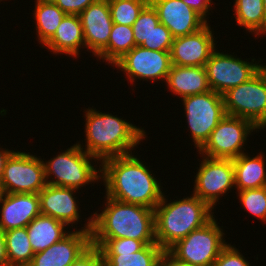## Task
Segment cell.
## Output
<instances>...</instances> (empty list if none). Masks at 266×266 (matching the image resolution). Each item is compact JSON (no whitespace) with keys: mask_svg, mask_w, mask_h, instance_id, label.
<instances>
[{"mask_svg":"<svg viewBox=\"0 0 266 266\" xmlns=\"http://www.w3.org/2000/svg\"><path fill=\"white\" fill-rule=\"evenodd\" d=\"M164 250L157 244H147L138 252H101L105 266H155Z\"/></svg>","mask_w":266,"mask_h":266,"instance_id":"cell-26","label":"cell"},{"mask_svg":"<svg viewBox=\"0 0 266 266\" xmlns=\"http://www.w3.org/2000/svg\"><path fill=\"white\" fill-rule=\"evenodd\" d=\"M34 20L36 22L37 41L42 47L54 36L57 27L67 15L52 0H36Z\"/></svg>","mask_w":266,"mask_h":266,"instance_id":"cell-24","label":"cell"},{"mask_svg":"<svg viewBox=\"0 0 266 266\" xmlns=\"http://www.w3.org/2000/svg\"><path fill=\"white\" fill-rule=\"evenodd\" d=\"M135 46L132 26L113 23L108 45L96 58L113 66Z\"/></svg>","mask_w":266,"mask_h":266,"instance_id":"cell-25","label":"cell"},{"mask_svg":"<svg viewBox=\"0 0 266 266\" xmlns=\"http://www.w3.org/2000/svg\"><path fill=\"white\" fill-rule=\"evenodd\" d=\"M134 152L109 157L101 162V182L106 196L125 203L155 209L164 192L150 168Z\"/></svg>","mask_w":266,"mask_h":266,"instance_id":"cell-1","label":"cell"},{"mask_svg":"<svg viewBox=\"0 0 266 266\" xmlns=\"http://www.w3.org/2000/svg\"><path fill=\"white\" fill-rule=\"evenodd\" d=\"M194 176L193 194L205 201L213 210L219 199L235 189L233 159L201 156Z\"/></svg>","mask_w":266,"mask_h":266,"instance_id":"cell-11","label":"cell"},{"mask_svg":"<svg viewBox=\"0 0 266 266\" xmlns=\"http://www.w3.org/2000/svg\"><path fill=\"white\" fill-rule=\"evenodd\" d=\"M43 160L30 152L15 151L5 164L4 192L38 194L47 185Z\"/></svg>","mask_w":266,"mask_h":266,"instance_id":"cell-12","label":"cell"},{"mask_svg":"<svg viewBox=\"0 0 266 266\" xmlns=\"http://www.w3.org/2000/svg\"><path fill=\"white\" fill-rule=\"evenodd\" d=\"M263 153L250 157L248 152L233 159L235 190L266 187V159Z\"/></svg>","mask_w":266,"mask_h":266,"instance_id":"cell-23","label":"cell"},{"mask_svg":"<svg viewBox=\"0 0 266 266\" xmlns=\"http://www.w3.org/2000/svg\"><path fill=\"white\" fill-rule=\"evenodd\" d=\"M78 189L46 185L39 193L40 213L65 223L68 227L80 221ZM78 203V204H77ZM80 210V211H79ZM72 224V225H71ZM71 225V226H70Z\"/></svg>","mask_w":266,"mask_h":266,"instance_id":"cell-18","label":"cell"},{"mask_svg":"<svg viewBox=\"0 0 266 266\" xmlns=\"http://www.w3.org/2000/svg\"><path fill=\"white\" fill-rule=\"evenodd\" d=\"M158 263L161 266H198V265H194V264H191V263L178 261L167 250H164V252L161 254Z\"/></svg>","mask_w":266,"mask_h":266,"instance_id":"cell-38","label":"cell"},{"mask_svg":"<svg viewBox=\"0 0 266 266\" xmlns=\"http://www.w3.org/2000/svg\"><path fill=\"white\" fill-rule=\"evenodd\" d=\"M165 82L168 91L181 99L211 90L205 66L172 65Z\"/></svg>","mask_w":266,"mask_h":266,"instance_id":"cell-20","label":"cell"},{"mask_svg":"<svg viewBox=\"0 0 266 266\" xmlns=\"http://www.w3.org/2000/svg\"><path fill=\"white\" fill-rule=\"evenodd\" d=\"M215 39L209 23L195 33L174 38L170 50L172 65L205 66L216 50Z\"/></svg>","mask_w":266,"mask_h":266,"instance_id":"cell-15","label":"cell"},{"mask_svg":"<svg viewBox=\"0 0 266 266\" xmlns=\"http://www.w3.org/2000/svg\"><path fill=\"white\" fill-rule=\"evenodd\" d=\"M14 150L4 149L0 147V180L2 179L4 168L9 157L14 153Z\"/></svg>","mask_w":266,"mask_h":266,"instance_id":"cell-40","label":"cell"},{"mask_svg":"<svg viewBox=\"0 0 266 266\" xmlns=\"http://www.w3.org/2000/svg\"><path fill=\"white\" fill-rule=\"evenodd\" d=\"M234 18L238 26L257 34L262 29L264 8L262 0H234ZM236 16V17H235Z\"/></svg>","mask_w":266,"mask_h":266,"instance_id":"cell-28","label":"cell"},{"mask_svg":"<svg viewBox=\"0 0 266 266\" xmlns=\"http://www.w3.org/2000/svg\"><path fill=\"white\" fill-rule=\"evenodd\" d=\"M215 50L206 62L205 68L209 86L212 91L223 95L229 89L234 88L255 76L265 65L260 64L261 59H242L228 52Z\"/></svg>","mask_w":266,"mask_h":266,"instance_id":"cell-10","label":"cell"},{"mask_svg":"<svg viewBox=\"0 0 266 266\" xmlns=\"http://www.w3.org/2000/svg\"><path fill=\"white\" fill-rule=\"evenodd\" d=\"M104 209L93 212L91 239L132 238L156 241L154 209L105 195Z\"/></svg>","mask_w":266,"mask_h":266,"instance_id":"cell-3","label":"cell"},{"mask_svg":"<svg viewBox=\"0 0 266 266\" xmlns=\"http://www.w3.org/2000/svg\"><path fill=\"white\" fill-rule=\"evenodd\" d=\"M166 196L163 194L154 209L155 238L163 250H168L177 241L215 217L214 210L193 193L174 201H168Z\"/></svg>","mask_w":266,"mask_h":266,"instance_id":"cell-4","label":"cell"},{"mask_svg":"<svg viewBox=\"0 0 266 266\" xmlns=\"http://www.w3.org/2000/svg\"><path fill=\"white\" fill-rule=\"evenodd\" d=\"M237 192L242 208L266 224V187Z\"/></svg>","mask_w":266,"mask_h":266,"instance_id":"cell-31","label":"cell"},{"mask_svg":"<svg viewBox=\"0 0 266 266\" xmlns=\"http://www.w3.org/2000/svg\"><path fill=\"white\" fill-rule=\"evenodd\" d=\"M4 194H5V192H4V189H3V186H2L1 180H0V202H1Z\"/></svg>","mask_w":266,"mask_h":266,"instance_id":"cell-42","label":"cell"},{"mask_svg":"<svg viewBox=\"0 0 266 266\" xmlns=\"http://www.w3.org/2000/svg\"><path fill=\"white\" fill-rule=\"evenodd\" d=\"M159 23L156 10L148 3L132 25L136 46H150V34Z\"/></svg>","mask_w":266,"mask_h":266,"instance_id":"cell-30","label":"cell"},{"mask_svg":"<svg viewBox=\"0 0 266 266\" xmlns=\"http://www.w3.org/2000/svg\"><path fill=\"white\" fill-rule=\"evenodd\" d=\"M149 0H108L113 23L132 26Z\"/></svg>","mask_w":266,"mask_h":266,"instance_id":"cell-29","label":"cell"},{"mask_svg":"<svg viewBox=\"0 0 266 266\" xmlns=\"http://www.w3.org/2000/svg\"><path fill=\"white\" fill-rule=\"evenodd\" d=\"M79 17L87 51L96 57L108 45L113 26L108 0H98L89 5Z\"/></svg>","mask_w":266,"mask_h":266,"instance_id":"cell-16","label":"cell"},{"mask_svg":"<svg viewBox=\"0 0 266 266\" xmlns=\"http://www.w3.org/2000/svg\"><path fill=\"white\" fill-rule=\"evenodd\" d=\"M84 111L85 146L78 141L77 144L100 162L109 157L131 154L147 137L144 127L140 128L117 115L102 113L93 106Z\"/></svg>","mask_w":266,"mask_h":266,"instance_id":"cell-2","label":"cell"},{"mask_svg":"<svg viewBox=\"0 0 266 266\" xmlns=\"http://www.w3.org/2000/svg\"><path fill=\"white\" fill-rule=\"evenodd\" d=\"M43 163L48 185L83 189L81 187L101 181V162L77 143Z\"/></svg>","mask_w":266,"mask_h":266,"instance_id":"cell-5","label":"cell"},{"mask_svg":"<svg viewBox=\"0 0 266 266\" xmlns=\"http://www.w3.org/2000/svg\"><path fill=\"white\" fill-rule=\"evenodd\" d=\"M222 96L227 115L248 119L260 131L266 128V65L250 80Z\"/></svg>","mask_w":266,"mask_h":266,"instance_id":"cell-7","label":"cell"},{"mask_svg":"<svg viewBox=\"0 0 266 266\" xmlns=\"http://www.w3.org/2000/svg\"><path fill=\"white\" fill-rule=\"evenodd\" d=\"M184 117L197 151L209 139L211 132L226 115L223 96L212 90L182 99Z\"/></svg>","mask_w":266,"mask_h":266,"instance_id":"cell-9","label":"cell"},{"mask_svg":"<svg viewBox=\"0 0 266 266\" xmlns=\"http://www.w3.org/2000/svg\"><path fill=\"white\" fill-rule=\"evenodd\" d=\"M115 66L134 86L133 82L137 79L140 81L151 80L152 83L157 81L165 83L172 63L170 51H156L135 46L113 65V67Z\"/></svg>","mask_w":266,"mask_h":266,"instance_id":"cell-13","label":"cell"},{"mask_svg":"<svg viewBox=\"0 0 266 266\" xmlns=\"http://www.w3.org/2000/svg\"><path fill=\"white\" fill-rule=\"evenodd\" d=\"M9 266H28L34 256L27 229L16 228L4 231Z\"/></svg>","mask_w":266,"mask_h":266,"instance_id":"cell-27","label":"cell"},{"mask_svg":"<svg viewBox=\"0 0 266 266\" xmlns=\"http://www.w3.org/2000/svg\"><path fill=\"white\" fill-rule=\"evenodd\" d=\"M174 37L170 30L159 23L150 34V46H142L149 50L170 51Z\"/></svg>","mask_w":266,"mask_h":266,"instance_id":"cell-33","label":"cell"},{"mask_svg":"<svg viewBox=\"0 0 266 266\" xmlns=\"http://www.w3.org/2000/svg\"><path fill=\"white\" fill-rule=\"evenodd\" d=\"M156 241H140L132 238L117 239H91V244L98 247L101 252H138L147 244H155Z\"/></svg>","mask_w":266,"mask_h":266,"instance_id":"cell-32","label":"cell"},{"mask_svg":"<svg viewBox=\"0 0 266 266\" xmlns=\"http://www.w3.org/2000/svg\"><path fill=\"white\" fill-rule=\"evenodd\" d=\"M212 266H251L238 248L228 244L219 254Z\"/></svg>","mask_w":266,"mask_h":266,"instance_id":"cell-34","label":"cell"},{"mask_svg":"<svg viewBox=\"0 0 266 266\" xmlns=\"http://www.w3.org/2000/svg\"><path fill=\"white\" fill-rule=\"evenodd\" d=\"M67 227V228H66ZM69 227L53 217L40 214L27 226L29 241L34 253L44 251L54 243L61 241L71 231ZM67 230V231H66Z\"/></svg>","mask_w":266,"mask_h":266,"instance_id":"cell-22","label":"cell"},{"mask_svg":"<svg viewBox=\"0 0 266 266\" xmlns=\"http://www.w3.org/2000/svg\"><path fill=\"white\" fill-rule=\"evenodd\" d=\"M213 217L203 227L190 232L167 251L178 261L198 266H212L221 251L228 245L225 242L223 226Z\"/></svg>","mask_w":266,"mask_h":266,"instance_id":"cell-6","label":"cell"},{"mask_svg":"<svg viewBox=\"0 0 266 266\" xmlns=\"http://www.w3.org/2000/svg\"><path fill=\"white\" fill-rule=\"evenodd\" d=\"M63 12L71 15H79L89 5L98 0H52Z\"/></svg>","mask_w":266,"mask_h":266,"instance_id":"cell-36","label":"cell"},{"mask_svg":"<svg viewBox=\"0 0 266 266\" xmlns=\"http://www.w3.org/2000/svg\"><path fill=\"white\" fill-rule=\"evenodd\" d=\"M183 2L198 13L207 23H209L210 10L212 7V0H183Z\"/></svg>","mask_w":266,"mask_h":266,"instance_id":"cell-37","label":"cell"},{"mask_svg":"<svg viewBox=\"0 0 266 266\" xmlns=\"http://www.w3.org/2000/svg\"><path fill=\"white\" fill-rule=\"evenodd\" d=\"M74 229L61 241L35 253L28 266H70L91 245L92 214L81 229Z\"/></svg>","mask_w":266,"mask_h":266,"instance_id":"cell-14","label":"cell"},{"mask_svg":"<svg viewBox=\"0 0 266 266\" xmlns=\"http://www.w3.org/2000/svg\"><path fill=\"white\" fill-rule=\"evenodd\" d=\"M156 10L160 23L164 24L174 38L199 31L207 22L183 0H149Z\"/></svg>","mask_w":266,"mask_h":266,"instance_id":"cell-17","label":"cell"},{"mask_svg":"<svg viewBox=\"0 0 266 266\" xmlns=\"http://www.w3.org/2000/svg\"><path fill=\"white\" fill-rule=\"evenodd\" d=\"M0 266H9L5 236L2 230H0Z\"/></svg>","mask_w":266,"mask_h":266,"instance_id":"cell-39","label":"cell"},{"mask_svg":"<svg viewBox=\"0 0 266 266\" xmlns=\"http://www.w3.org/2000/svg\"><path fill=\"white\" fill-rule=\"evenodd\" d=\"M70 266H105L101 250L90 245Z\"/></svg>","mask_w":266,"mask_h":266,"instance_id":"cell-35","label":"cell"},{"mask_svg":"<svg viewBox=\"0 0 266 266\" xmlns=\"http://www.w3.org/2000/svg\"><path fill=\"white\" fill-rule=\"evenodd\" d=\"M40 214L38 194L5 193L0 202V230L26 227Z\"/></svg>","mask_w":266,"mask_h":266,"instance_id":"cell-19","label":"cell"},{"mask_svg":"<svg viewBox=\"0 0 266 266\" xmlns=\"http://www.w3.org/2000/svg\"><path fill=\"white\" fill-rule=\"evenodd\" d=\"M259 128L250 120L225 115L213 129L209 139L197 151L209 158L234 159L246 153L247 139ZM244 146V147H243Z\"/></svg>","mask_w":266,"mask_h":266,"instance_id":"cell-8","label":"cell"},{"mask_svg":"<svg viewBox=\"0 0 266 266\" xmlns=\"http://www.w3.org/2000/svg\"><path fill=\"white\" fill-rule=\"evenodd\" d=\"M262 2H263V8H264L262 29L254 36L255 38L261 35H262L261 37H263V35H266V0H262Z\"/></svg>","mask_w":266,"mask_h":266,"instance_id":"cell-41","label":"cell"},{"mask_svg":"<svg viewBox=\"0 0 266 266\" xmlns=\"http://www.w3.org/2000/svg\"><path fill=\"white\" fill-rule=\"evenodd\" d=\"M41 48L58 54L79 58L80 50L86 48L84 33L79 15L67 14L61 21L54 36Z\"/></svg>","mask_w":266,"mask_h":266,"instance_id":"cell-21","label":"cell"}]
</instances>
